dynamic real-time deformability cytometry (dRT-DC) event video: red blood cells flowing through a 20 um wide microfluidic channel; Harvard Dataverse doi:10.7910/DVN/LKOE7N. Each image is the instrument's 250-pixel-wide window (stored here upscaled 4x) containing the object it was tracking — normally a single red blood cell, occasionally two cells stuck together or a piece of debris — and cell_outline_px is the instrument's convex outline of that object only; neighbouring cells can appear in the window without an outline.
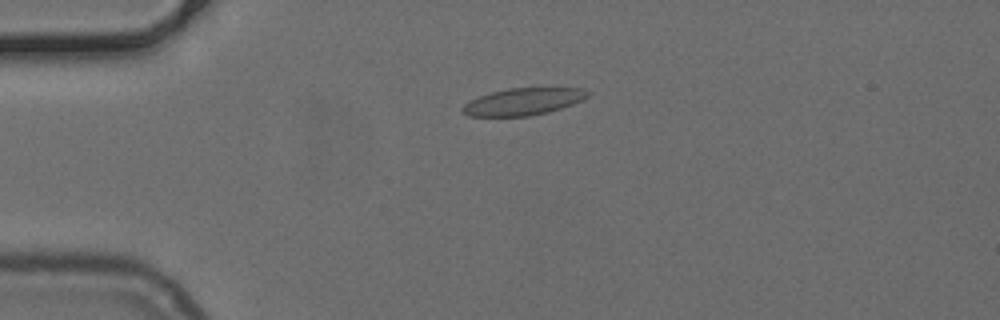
{"species": "common noctule bat (a hibernating species)", "species_latin": "Nyctalus noctula", "temperature_condition": "cold", "stored_images_in_passage": 41, "camera_frame_rate_fps": 3000, "um_per_image_px": 0.085, "animal": {"sex": "female", "body_mass_g": 24.6, "forearm_length_mm": 56.2}, "frame": {"image": 1, "passage_image": 2, "time_ms": 0.333, "image_size_px": [1000, 320], "cell_outline_px": [[588, 96], [584, 100], [548, 112], [528, 116], [468, 116], [460, 112], [460, 108], [464, 104], [480, 96], [492, 92], [508, 88], [580, 88], [588, 92]], "centroid_in_image_um": [44.44, 8.64], "position_along_channel_um": 40.6, "area_um2": 19.59}}
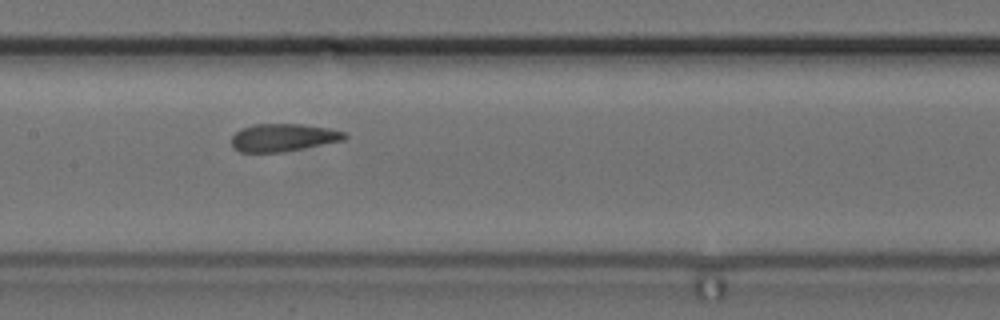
{"frame": {"image": 2, "passage_image": 15, "time_ms": 4.667, "image_size_px": [1000, 320], "cell_outline_px": [[348, 136], [344, 140], [284, 152], [240, 152], [232, 148], [232, 136], [240, 128], [252, 124], [304, 124], [328, 128], [344, 132]], "centroid_in_image_um": [24.05, 11.69], "position_along_channel_um": 183.4, "area_um2": 18.38}}
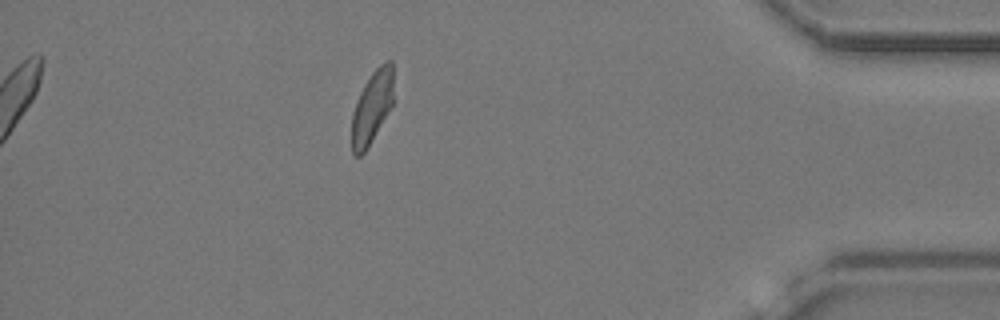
{"frame": {"image": 3, "passage_image": 35, "time_ms": 11.333, "image_size_px": [1000, 320], "cell_outline_px": [[392, 108], [364, 152], [360, 156], [356, 156], [352, 152], [352, 112], [356, 100], [364, 84], [372, 72], [380, 64], [388, 60], [392, 60]], "centroid_in_image_um": [31.61, 9.1], "position_along_channel_um": 403.6, "area_um2": 17.57}}